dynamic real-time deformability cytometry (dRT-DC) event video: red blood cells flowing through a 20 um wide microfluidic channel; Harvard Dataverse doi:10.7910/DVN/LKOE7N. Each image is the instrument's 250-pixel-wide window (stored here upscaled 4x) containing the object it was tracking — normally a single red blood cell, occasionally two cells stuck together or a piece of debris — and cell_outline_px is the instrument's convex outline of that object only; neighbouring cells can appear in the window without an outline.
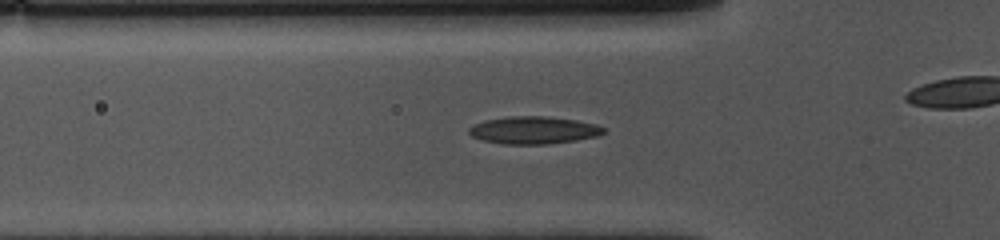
{"species": "common noctule bat (a hibernating species)", "species_latin": "Nyctalus noctula", "temperature_condition": "cold", "stored_images_in_passage": 39, "camera_frame_rate_fps": 3000, "um_per_image_px": 0.085, "animal": {"sex": "female", "body_mass_g": 10.0, "forearm_length_mm": 53.1}, "frame": {"image": 1, "passage_image": 7, "time_ms": 2.0, "image_size_px": [1000, 240], "cell_outline_px": [[604, 132], [596, 136], [576, 140], [548, 144], [504, 144], [484, 140], [472, 136], [468, 132], [468, 128], [472, 124], [484, 120], [508, 116], [544, 116], [576, 120], [596, 124], [604, 128]], "centroid_in_image_um": [45.32, 11.06], "position_along_channel_um": 80.5, "area_um2": 21.5}}
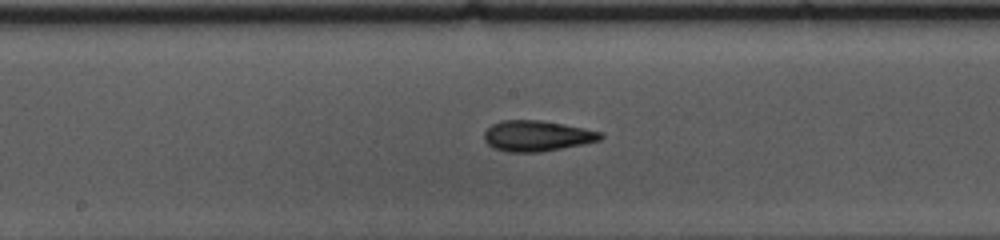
{"frame": {"image": 2, "passage_image": 17, "time_ms": 5.333, "image_size_px": [1000, 240], "cell_outline_px": [[604, 136], [600, 140], [584, 144], [540, 152], [508, 152], [496, 148], [488, 144], [484, 140], [484, 132], [492, 124], [504, 120], [540, 120], [584, 128], [604, 132]], "centroid_in_image_um": [45.67, 11.55], "position_along_channel_um": 202.5, "area_um2": 20.75}}
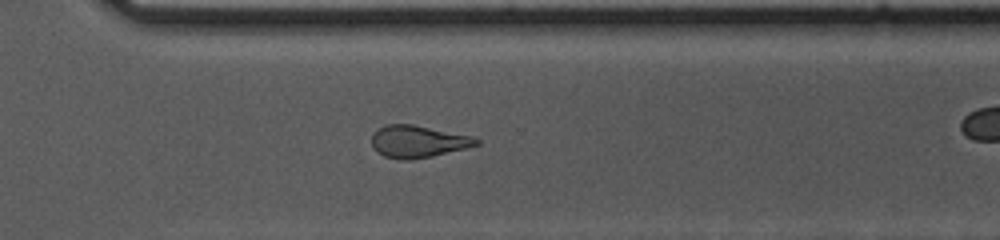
{"frame": {"image": 3, "passage_image": 28, "time_ms": 9.0, "image_size_px": [1000, 240], "cell_outline_px": [[480, 144], [432, 156], [408, 160], [400, 160], [384, 156], [376, 152], [372, 148], [372, 132], [384, 124], [412, 124], [472, 136], [480, 140]], "centroid_in_image_um": [35.47, 12.02], "position_along_channel_um": 335.1, "area_um2": 19.65}}